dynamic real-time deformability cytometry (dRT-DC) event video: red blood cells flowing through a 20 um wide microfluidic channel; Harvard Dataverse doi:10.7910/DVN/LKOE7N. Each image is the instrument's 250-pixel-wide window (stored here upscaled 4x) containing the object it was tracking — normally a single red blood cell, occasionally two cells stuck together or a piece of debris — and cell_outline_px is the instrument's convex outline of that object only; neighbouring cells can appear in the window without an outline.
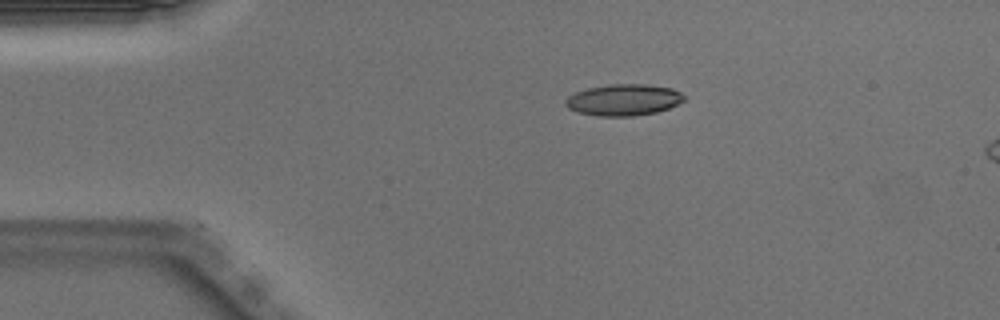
{"species": "Egyptian fruit bat (a non-hibernating species)", "species_latin": "Rousettus aegyptiacus", "temperature_condition": "warm", "stored_images_in_passage": 7, "camera_frame_rate_fps": 3000, "um_per_image_px": 0.085, "animal": {"sex": "male"}, "frame": {"image": 1, "passage_image": 1, "time_ms": 0.0, "image_size_px": [1000, 320], "cell_outline_px": [[688, 96], [680, 104], [656, 112], [632, 116], [596, 116], [576, 112], [568, 108], [564, 104], [564, 100], [568, 96], [576, 92], [588, 88], [612, 84], [644, 84], [672, 88]], "centroid_in_image_um": [53.01, 8.49], "position_along_channel_um": 32.0, "area_um2": 21.91}}